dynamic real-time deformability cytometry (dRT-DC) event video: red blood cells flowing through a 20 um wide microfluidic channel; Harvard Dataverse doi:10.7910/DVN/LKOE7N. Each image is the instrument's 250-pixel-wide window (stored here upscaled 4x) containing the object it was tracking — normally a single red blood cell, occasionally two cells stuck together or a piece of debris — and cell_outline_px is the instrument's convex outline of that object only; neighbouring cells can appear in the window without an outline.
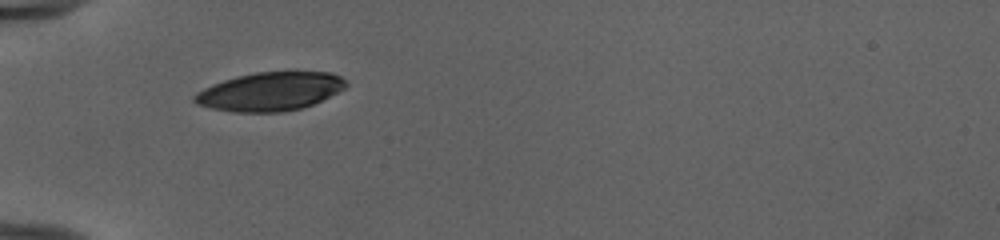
{"species": "human", "species_latin": "Homo sapiens", "temperature_condition": "cold", "stored_images_in_passage": 4, "camera_frame_rate_fps": 3000, "um_per_image_px": 0.085, "donor": {"sex": "female"}, "frame": {"image": 1, "passage_image": 1, "time_ms": 0.0, "image_size_px": [1000, 240], "cell_outline_px": [[348, 84], [344, 88], [312, 104], [300, 108], [284, 112], [232, 112], [212, 108], [196, 104], [192, 100], [192, 96], [196, 92], [212, 84], [236, 76], [256, 72], [332, 72], [340, 76]], "centroid_in_image_um": [22.9, 7.78], "position_along_channel_um": 62.1, "area_um2": 33.87}}
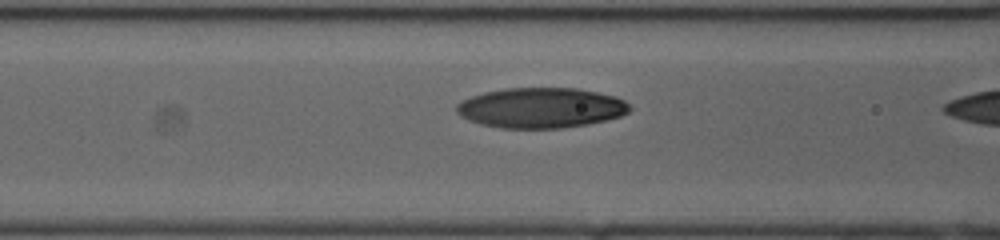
{"frame": {"image": 2, "passage_image": 3, "time_ms": 0.667, "image_size_px": [1000, 240], "cell_outline_px": [[632, 108], [628, 112], [620, 116], [588, 124], [560, 128], [500, 128], [480, 124], [468, 120], [460, 116], [456, 112], [456, 104], [472, 96], [484, 92], [504, 88], [576, 88], [616, 96], [624, 100]], "centroid_in_image_um": [45.96, 9.16], "position_along_channel_um": 120.6, "area_um2": 40.63}}